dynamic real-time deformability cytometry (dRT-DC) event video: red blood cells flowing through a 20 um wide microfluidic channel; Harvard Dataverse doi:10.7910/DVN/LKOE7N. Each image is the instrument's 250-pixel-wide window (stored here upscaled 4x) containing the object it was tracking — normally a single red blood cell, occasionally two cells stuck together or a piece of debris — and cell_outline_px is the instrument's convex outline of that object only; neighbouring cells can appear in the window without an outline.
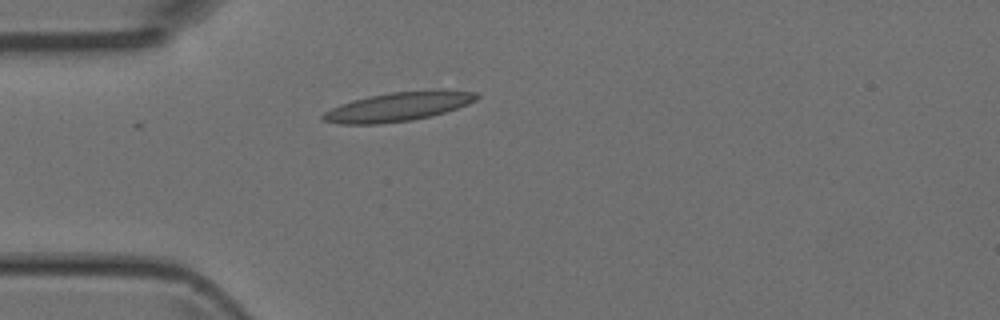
{"species": "Egyptian fruit bat (a non-hibernating species)", "species_latin": "Rousettus aegyptiacus", "temperature_condition": "room temperature", "stored_images_in_passage": 3, "camera_frame_rate_fps": 3000, "um_per_image_px": 0.085, "animal": {"sex": "female"}, "frame": {"image": 1, "passage_image": 3, "time_ms": 3.333, "image_size_px": [1000, 320], "cell_outline_px": [[480, 96], [476, 100], [468, 104], [444, 112], [412, 120], [380, 124], [340, 124], [324, 120], [320, 116], [324, 112], [340, 104], [352, 100], [368, 96], [392, 92], [436, 88], [444, 88], [476, 92]], "centroid_in_image_um": [33.9, 9.03], "position_along_channel_um": 51.1, "area_um2": 26.36}}